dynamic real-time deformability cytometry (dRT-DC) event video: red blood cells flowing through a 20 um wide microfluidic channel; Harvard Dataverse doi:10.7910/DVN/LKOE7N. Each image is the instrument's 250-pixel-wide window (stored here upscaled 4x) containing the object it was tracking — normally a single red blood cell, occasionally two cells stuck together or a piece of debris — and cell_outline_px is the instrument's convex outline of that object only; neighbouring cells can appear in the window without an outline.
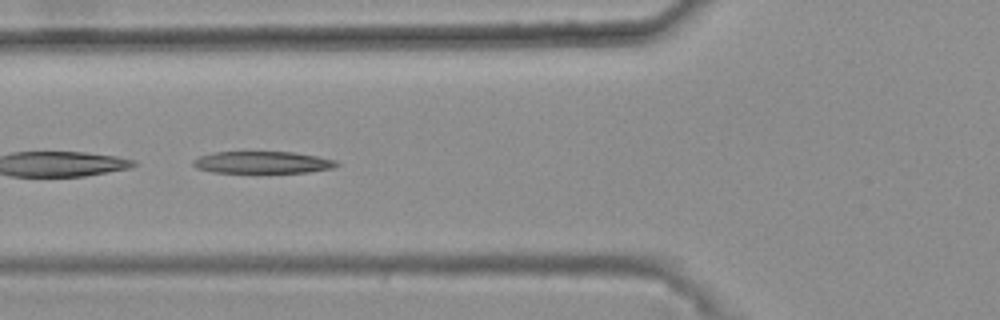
{"species": "common noctule bat (a hibernating species)", "species_latin": "Nyctalus noctula", "temperature_condition": "warm", "stored_images_in_passage": 44, "camera_frame_rate_fps": 3000, "um_per_image_px": 0.085, "animal": {"sex": "female", "body_mass_g": 25.1}, "frame": {"image": 1, "passage_image": 18, "time_ms": 5.667, "image_size_px": [1000, 320], "cell_outline_px": [[340, 164], [332, 168], [308, 172], [212, 172], [196, 168], [192, 164], [192, 160], [200, 156], [212, 152], [292, 152], [316, 156], [336, 160]], "centroid_in_image_um": [22.28, 13.8], "position_along_channel_um": 103.5, "area_um2": 18.26}}
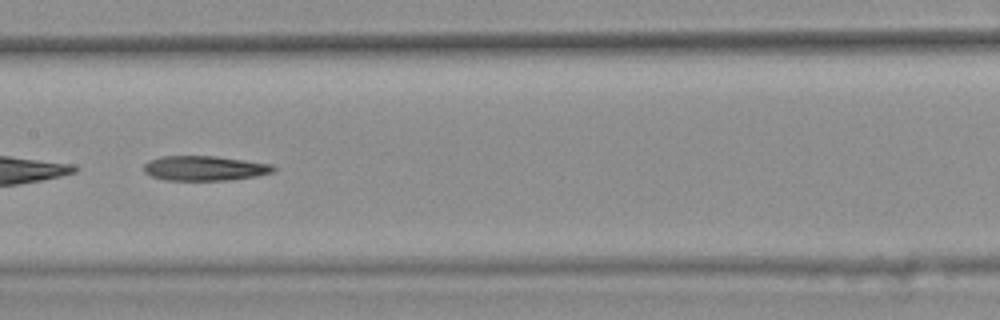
{"frame": {"image": 2, "passage_image": 25, "time_ms": 8.0, "image_size_px": [1000, 320], "cell_outline_px": [[276, 168], [272, 172], [256, 176], [228, 180], [164, 180], [152, 176], [144, 172], [144, 164], [148, 160], [160, 156], [216, 156], [272, 164]], "centroid_in_image_um": [17.36, 14.29], "position_along_channel_um": 190.0, "area_um2": 18.73}}
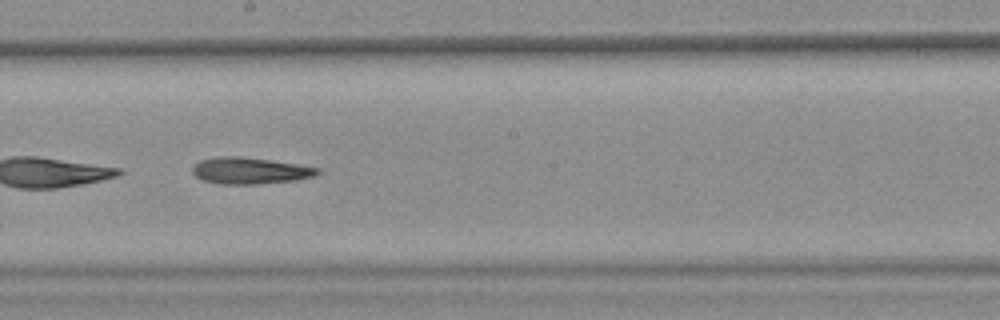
{"frame": {"image": 3, "passage_image": 28, "time_ms": 9.0, "image_size_px": [1000, 320], "cell_outline_px": [[320, 172], [316, 176], [296, 180], [256, 184], [220, 184], [200, 180], [192, 172], [192, 164], [200, 160], [216, 156], [240, 156], [300, 164], [320, 168]], "centroid_in_image_um": [21.23, 14.5], "position_along_channel_um": 227.0, "area_um2": 19.65}, "authors_computed_cell_mechanics": {"area_um2": 19.7965, "velocity_mm_per_s": 3.706, "shape_relaxation_time_tau1_ms": 11.0652, "shape_relaxation_time_tau2_ms": null, "deformation_change_tau1": 0.2434, "deformation_change_tau2": null}}